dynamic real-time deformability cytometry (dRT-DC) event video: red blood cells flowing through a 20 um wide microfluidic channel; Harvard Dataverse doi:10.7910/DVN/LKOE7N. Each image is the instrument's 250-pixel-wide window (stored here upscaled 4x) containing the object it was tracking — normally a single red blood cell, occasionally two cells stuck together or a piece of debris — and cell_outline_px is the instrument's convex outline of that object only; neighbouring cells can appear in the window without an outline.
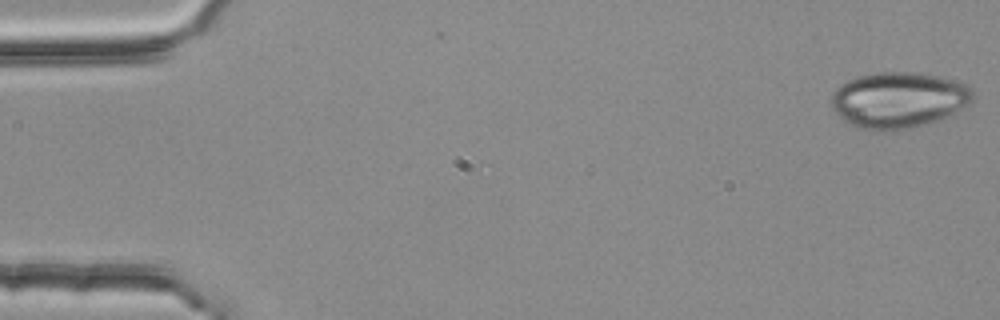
{"species": "common noctule bat (a hibernating species)", "species_latin": "Nyctalus noctula", "temperature_condition": "room temperature", "stored_images_in_passage": 2, "camera_frame_rate_fps": 3000, "um_per_image_px": 0.085, "animal": {"sex": "female", "body_mass_g": 25.1}, "frame": {"image": 1, "passage_image": 1, "time_ms": 0.0, "image_size_px": [1000, 320], "cell_outline_px": [[972, 104], [936, 120], [912, 128], [880, 132], [876, 132], [856, 128], [848, 124], [832, 108], [832, 92], [840, 84], [856, 76], [876, 72], [916, 72], [936, 76], [952, 80], [964, 84], [972, 88]], "centroid_in_image_um": [76.33, 8.51], "position_along_channel_um": 8.7, "area_um2": 46.36}}